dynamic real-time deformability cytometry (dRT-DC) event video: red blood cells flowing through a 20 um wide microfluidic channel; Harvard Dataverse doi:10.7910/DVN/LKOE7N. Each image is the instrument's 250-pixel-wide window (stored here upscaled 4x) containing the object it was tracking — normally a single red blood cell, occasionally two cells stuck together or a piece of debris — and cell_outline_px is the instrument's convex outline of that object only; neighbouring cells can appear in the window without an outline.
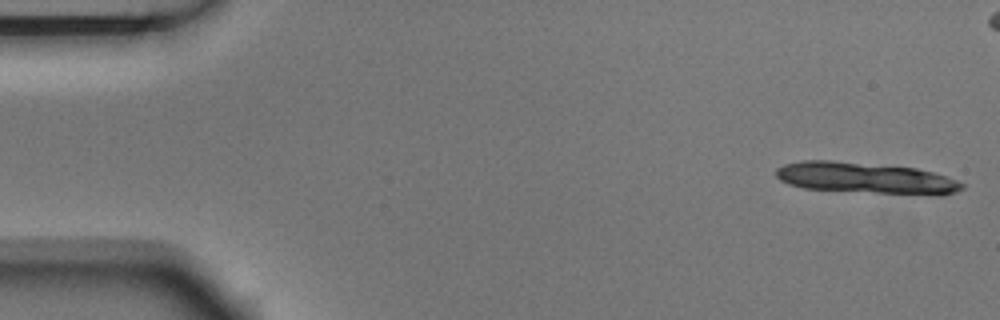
{"species": "Egyptian fruit bat (a non-hibernating species)", "species_latin": "Rousettus aegyptiacus", "temperature_condition": "room temperature", "stored_images_in_passage": 6, "camera_frame_rate_fps": 3000, "um_per_image_px": 0.085, "animal": {"sex": "male"}, "frame": {"image": 1, "passage_image": 1, "time_ms": 0.0, "image_size_px": [1000, 320], "cell_outline_px": [[964, 188], [956, 192], [944, 196], [932, 196], [804, 188], [788, 184], [780, 180], [776, 176], [776, 168], [784, 164], [800, 160], [832, 160], [916, 168], [932, 172], [956, 180], [964, 184]], "centroid_in_image_um": [73.61, 15.14], "position_along_channel_um": 11.4, "area_um2": 33.99}}
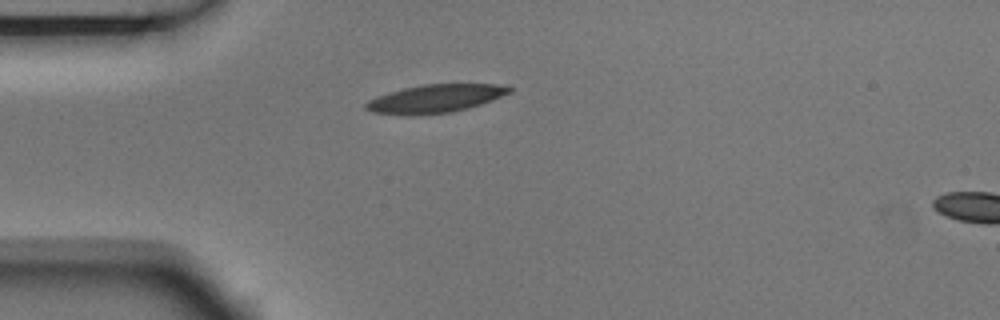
{"frame": {"image": 2, "passage_image": 6, "time_ms": 1.667, "image_size_px": [1000, 320], "cell_outline_px": [[512, 92], [492, 100], [468, 108], [452, 112], [408, 116], [372, 112], [364, 108], [364, 104], [368, 100], [376, 96], [404, 88], [424, 84], [496, 84], [512, 88]], "centroid_in_image_um": [36.96, 8.39], "position_along_channel_um": 48.0, "area_um2": 23.58}}